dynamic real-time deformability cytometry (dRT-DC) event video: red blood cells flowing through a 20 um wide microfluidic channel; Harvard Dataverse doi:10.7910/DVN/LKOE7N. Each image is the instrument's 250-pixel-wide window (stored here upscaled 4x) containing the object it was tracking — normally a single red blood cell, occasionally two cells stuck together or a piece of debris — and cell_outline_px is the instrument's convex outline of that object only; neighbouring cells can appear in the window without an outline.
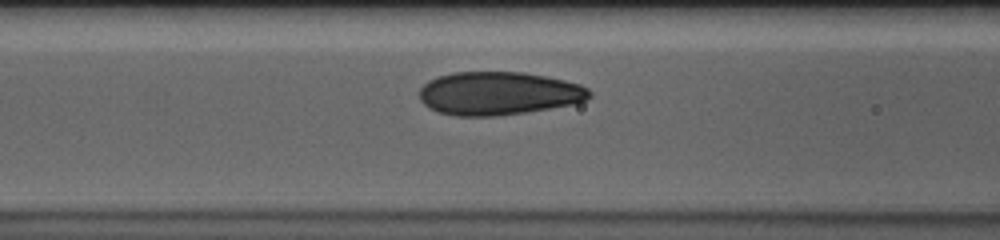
{"species": "human", "species_latin": "Homo sapiens", "temperature_condition": "cold", "stored_images_in_passage": 33, "camera_frame_rate_fps": 3000, "um_per_image_px": 0.085, "donor": {"sex": "male"}, "frame": {"image": 1, "passage_image": 10, "time_ms": 3.0, "image_size_px": [1000, 240], "cell_outline_px": [[592, 96], [584, 100], [572, 104], [524, 112], [496, 116], [456, 116], [436, 112], [428, 108], [420, 100], [420, 88], [428, 80], [436, 76], [452, 72], [524, 72], [564, 80], [580, 84], [588, 88], [592, 92]], "centroid_in_image_um": [42.34, 7.93], "position_along_channel_um": 124.3, "area_um2": 43.0}}
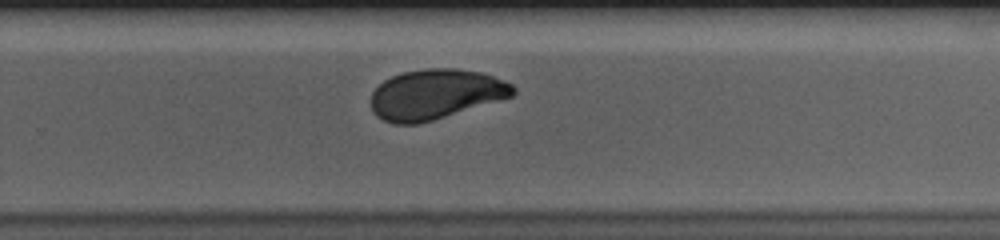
{"frame": {"image": 2, "passage_image": 24, "time_ms": 7.667, "image_size_px": [1000, 240], "cell_outline_px": [[516, 92], [512, 96], [432, 120], [416, 124], [392, 124], [376, 116], [372, 112], [372, 92], [384, 80], [392, 76], [404, 72], [428, 68], [452, 68], [480, 72], [504, 80], [512, 84], [516, 88]], "centroid_in_image_um": [37.0, 8.01], "position_along_channel_um": 292.8, "area_um2": 41.04}}
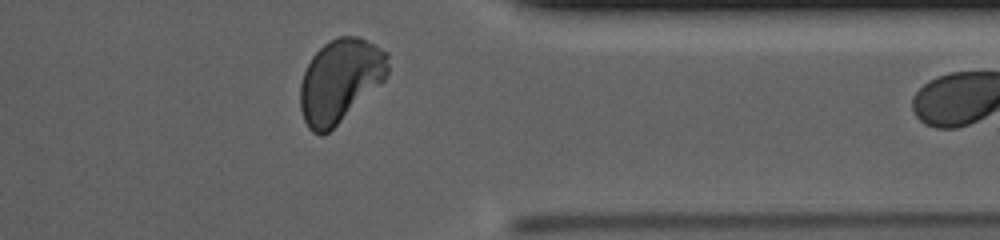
{"frame": {"image": 3, "passage_image": 32, "time_ms": 10.333, "image_size_px": [1000, 240], "cell_outline_px": [[388, 72], [384, 80], [328, 132], [320, 136], [312, 132], [308, 128], [304, 120], [300, 108], [300, 84], [304, 72], [312, 56], [328, 40], [336, 36], [360, 36], [388, 52]], "centroid_in_image_um": [28.89, 6.82], "position_along_channel_um": 382.5, "area_um2": 42.37}}